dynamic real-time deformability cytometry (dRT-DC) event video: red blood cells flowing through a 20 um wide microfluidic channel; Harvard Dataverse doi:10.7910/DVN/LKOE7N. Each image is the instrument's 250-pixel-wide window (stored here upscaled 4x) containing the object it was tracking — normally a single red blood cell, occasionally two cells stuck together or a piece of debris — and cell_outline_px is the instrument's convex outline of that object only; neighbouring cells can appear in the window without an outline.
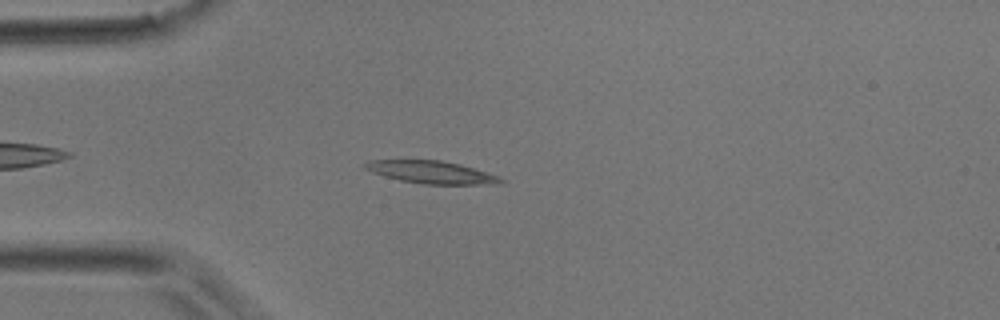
{"species": "common noctule bat (a hibernating species)", "species_latin": "Nyctalus noctula", "temperature_condition": "room temperature", "stored_images_in_passage": 37, "camera_frame_rate_fps": 3000, "um_per_image_px": 0.085, "animal": {"sex": "male", "body_mass_g": 17.9}, "frame": {"image": 1, "passage_image": 5, "time_ms": 1.333, "image_size_px": [1000, 320], "cell_outline_px": [[504, 184], [424, 184], [400, 180], [384, 176], [372, 172], [364, 168], [360, 164], [368, 160], [440, 160], [460, 164], [500, 176], [504, 180]], "centroid_in_image_um": [36.66, 14.63], "position_along_channel_um": 48.3, "area_um2": 17.92}}
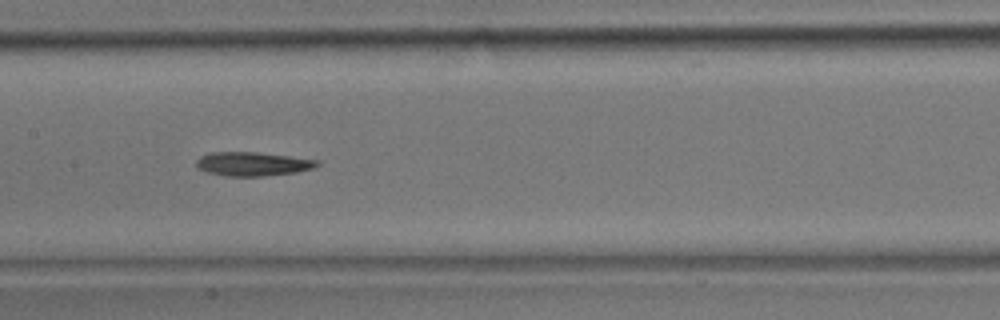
{"frame": {"image": 2, "passage_image": 15, "time_ms": 4.667, "image_size_px": [1000, 320], "cell_outline_px": [[320, 164], [312, 168], [296, 172], [264, 176], [228, 176], [208, 172], [196, 168], [196, 160], [200, 156], [212, 152], [256, 152], [320, 160]], "centroid_in_image_um": [21.46, 13.93], "position_along_channel_um": 185.9, "area_um2": 16.76}}
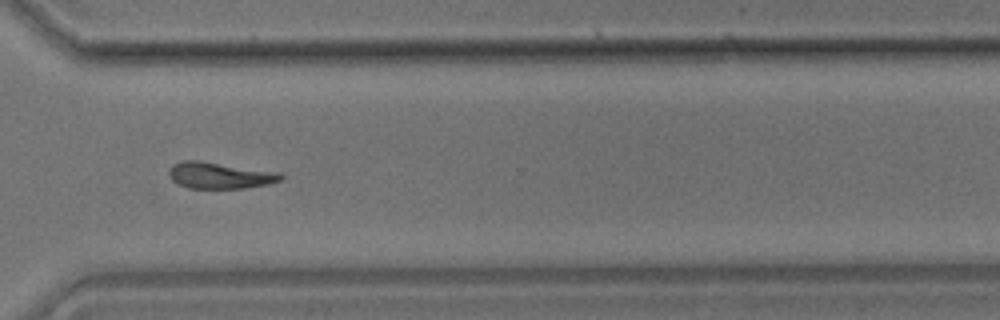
{"frame": {"image": 3, "passage_image": 26, "time_ms": 8.333, "image_size_px": [1000, 320], "cell_outline_px": [[284, 176], [280, 180], [268, 184], [244, 188], [188, 188], [172, 180], [168, 172], [172, 164], [184, 160], [200, 160], [280, 172]], "centroid_in_image_um": [18.68, 14.9], "position_along_channel_um": 351.9, "area_um2": 17.22}}